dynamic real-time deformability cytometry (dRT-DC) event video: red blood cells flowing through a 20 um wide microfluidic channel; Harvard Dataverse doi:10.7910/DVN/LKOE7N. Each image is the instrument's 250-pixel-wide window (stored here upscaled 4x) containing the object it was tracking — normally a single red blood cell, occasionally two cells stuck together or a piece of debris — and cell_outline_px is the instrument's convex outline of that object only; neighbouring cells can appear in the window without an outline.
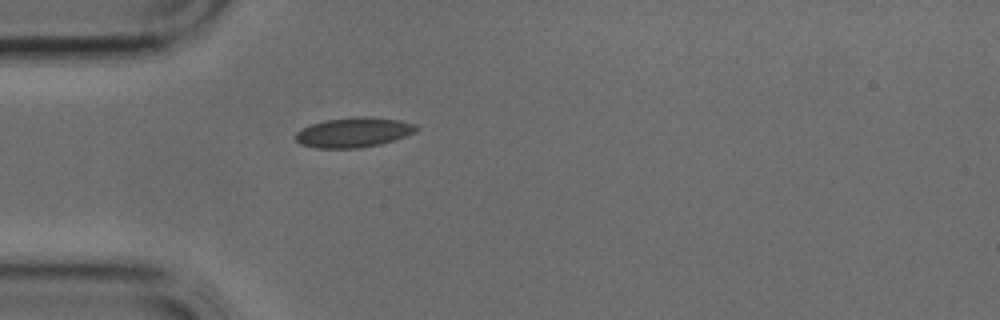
{"species": "common noctule bat (a hibernating species)", "species_latin": "Nyctalus noctula", "temperature_condition": "cold", "stored_images_in_passage": 4, "camera_frame_rate_fps": 3000, "um_per_image_px": 0.085, "animal": {"sex": "male", "body_mass_g": 17.9, "forearm_length_mm": 54.2}, "frame": {"image": 1, "passage_image": 1, "time_ms": 0.0, "image_size_px": [1000, 320], "cell_outline_px": [[420, 128], [416, 132], [380, 144], [360, 148], [316, 148], [300, 144], [296, 140], [296, 132], [300, 128], [324, 120], [360, 116], [364, 116], [400, 120], [416, 124]], "centroid_in_image_um": [30.06, 11.25], "position_along_channel_um": 54.9, "area_um2": 21.04}}
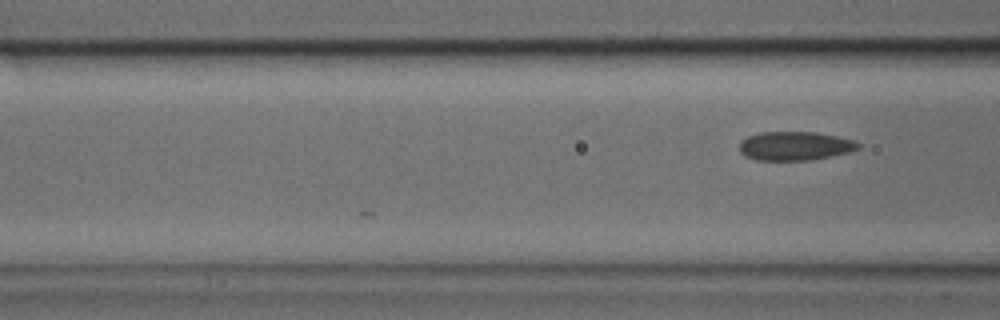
{"frame": {"image": 2, "passage_image": 4, "time_ms": 1.0, "image_size_px": [1000, 320], "cell_outline_px": [[864, 144], [860, 148], [852, 152], [812, 160], [756, 160], [744, 156], [740, 152], [740, 140], [748, 136], [760, 132], [816, 132], [836, 136], [852, 140]], "centroid_in_image_um": [67.6, 12.41], "position_along_channel_um": 99.0, "area_um2": 20.23}}